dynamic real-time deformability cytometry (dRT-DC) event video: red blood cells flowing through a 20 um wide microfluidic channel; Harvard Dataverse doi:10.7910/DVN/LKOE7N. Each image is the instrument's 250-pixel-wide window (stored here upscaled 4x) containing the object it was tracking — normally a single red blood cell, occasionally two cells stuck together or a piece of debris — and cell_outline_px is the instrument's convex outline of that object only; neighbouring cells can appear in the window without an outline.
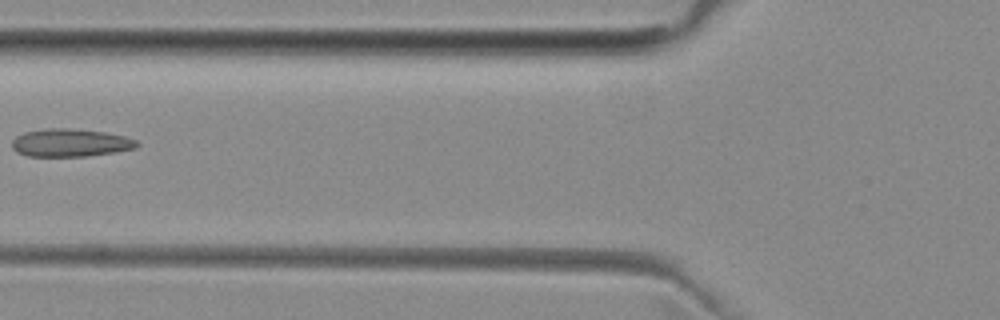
{"species": "common noctule bat (a hibernating species)", "species_latin": "Nyctalus noctula", "temperature_condition": "room temperature", "stored_images_in_passage": 2, "camera_frame_rate_fps": 3000, "um_per_image_px": 0.085, "animal": {"sex": "female", "body_mass_g": 29.2, "forearm_length_mm": 56.3}, "frame": {"image": 1, "passage_image": 2, "time_ms": 1.333, "image_size_px": [1000, 320], "cell_outline_px": [[140, 144], [136, 148], [112, 152], [84, 156], [28, 156], [16, 152], [12, 148], [12, 140], [16, 136], [24, 132], [44, 128], [72, 128], [104, 132], [124, 136], [136, 140]], "centroid_in_image_um": [5.94, 12.12], "position_along_channel_um": 119.9, "area_um2": 20.29}}